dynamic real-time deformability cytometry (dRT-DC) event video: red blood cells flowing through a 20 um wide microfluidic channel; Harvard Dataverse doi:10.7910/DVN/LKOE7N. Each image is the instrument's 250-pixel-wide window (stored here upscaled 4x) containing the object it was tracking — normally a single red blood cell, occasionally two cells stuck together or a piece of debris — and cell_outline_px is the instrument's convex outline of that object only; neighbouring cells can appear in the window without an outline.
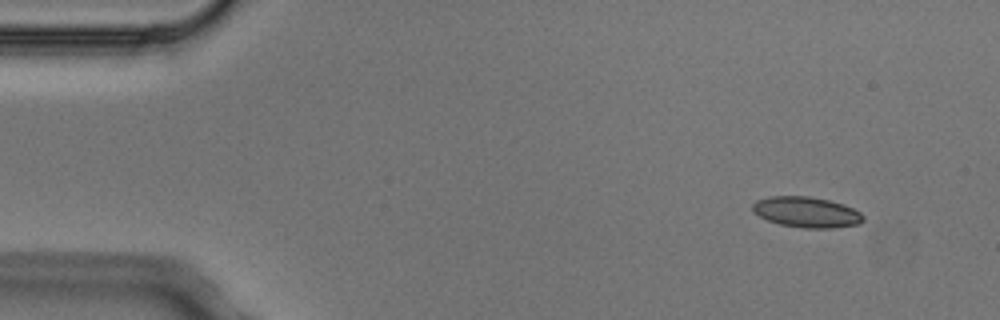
{"species": "Egyptian fruit bat (a non-hibernating species)", "species_latin": "Rousettus aegyptiacus", "temperature_condition": "cold", "stored_images_in_passage": 4, "camera_frame_rate_fps": 3000, "um_per_image_px": 0.085, "animal": {"sex": "male"}, "frame": {"image": 1, "passage_image": 1, "time_ms": 0.0, "image_size_px": [1000, 320], "cell_outline_px": [[864, 220], [860, 224], [832, 228], [804, 228], [780, 224], [768, 220], [752, 212], [752, 204], [756, 200], [768, 196], [808, 196], [828, 200], [844, 204], [860, 212], [864, 216]], "centroid_in_image_um": [68.55, 18.03], "position_along_channel_um": 16.5, "area_um2": 19.83}}
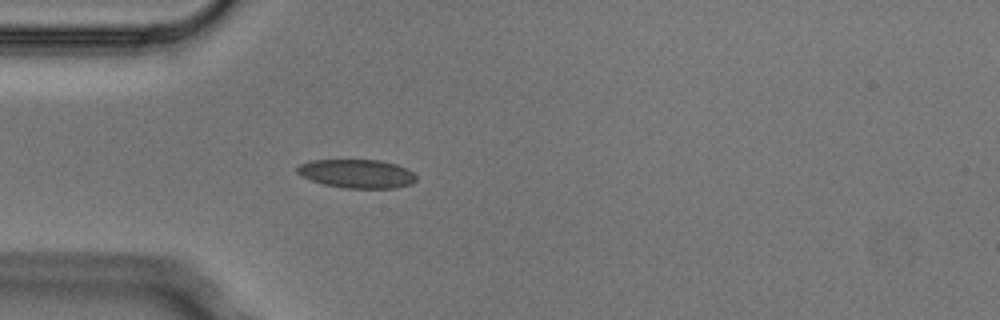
{"frame": {"image": 2, "passage_image": 4, "time_ms": 1.0, "image_size_px": [1000, 320], "cell_outline_px": [[416, 180], [412, 184], [396, 188], [344, 188], [324, 184], [300, 176], [296, 172], [296, 168], [300, 164], [312, 160], [380, 160], [396, 164], [408, 168], [416, 176]], "centroid_in_image_um": [30.35, 14.76], "position_along_channel_um": 54.7, "area_um2": 20.0}}